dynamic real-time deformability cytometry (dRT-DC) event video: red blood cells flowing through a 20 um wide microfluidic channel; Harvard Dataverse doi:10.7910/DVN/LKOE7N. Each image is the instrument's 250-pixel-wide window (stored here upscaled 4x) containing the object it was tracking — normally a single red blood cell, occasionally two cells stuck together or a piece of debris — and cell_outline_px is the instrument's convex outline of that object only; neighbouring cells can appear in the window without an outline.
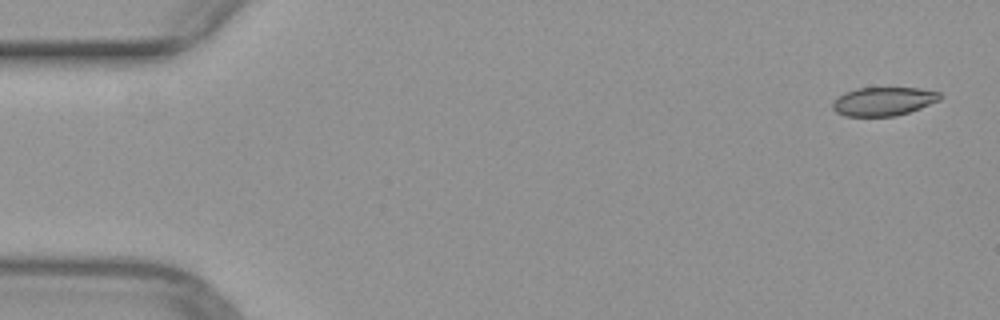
{"species": "common noctule bat (a hibernating species)", "species_latin": "Nyctalus noctula", "temperature_condition": "warm", "stored_images_in_passage": 8, "camera_frame_rate_fps": 3000, "um_per_image_px": 0.085, "animal": {"sex": "female", "body_mass_g": 29.2, "forearm_length_mm": 56.3}, "frame": {"image": 1, "passage_image": 1, "time_ms": 0.0, "image_size_px": [1000, 320], "cell_outline_px": [[944, 96], [940, 100], [920, 108], [896, 116], [844, 116], [836, 112], [832, 108], [832, 104], [844, 92], [856, 88], [916, 88], [940, 92]], "centroid_in_image_um": [75.11, 8.62], "position_along_channel_um": 9.9, "area_um2": 17.86}}